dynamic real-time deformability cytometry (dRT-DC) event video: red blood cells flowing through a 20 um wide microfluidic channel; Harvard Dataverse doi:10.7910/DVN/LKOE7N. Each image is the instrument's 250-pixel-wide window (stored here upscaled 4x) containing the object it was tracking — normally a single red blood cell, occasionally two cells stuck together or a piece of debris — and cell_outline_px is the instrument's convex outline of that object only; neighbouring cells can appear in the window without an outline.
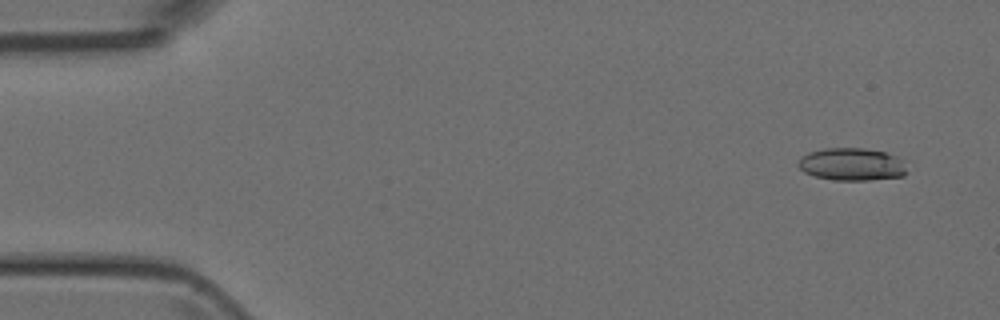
{"species": "Egyptian fruit bat (a non-hibernating species)", "species_latin": "Rousettus aegyptiacus", "temperature_condition": "room temperature", "stored_images_in_passage": 6, "camera_frame_rate_fps": 3000, "um_per_image_px": 0.085, "animal": {"sex": "female"}, "frame": {"image": 1, "passage_image": 2, "time_ms": 1.0, "image_size_px": [1000, 320], "cell_outline_px": [[908, 172], [904, 176], [868, 180], [832, 180], [816, 176], [804, 172], [796, 164], [800, 156], [808, 152], [824, 148], [864, 148], [884, 152], [896, 156], [900, 160]], "centroid_in_image_um": [72.36, 13.96], "position_along_channel_um": 12.6, "area_um2": 20.69}}